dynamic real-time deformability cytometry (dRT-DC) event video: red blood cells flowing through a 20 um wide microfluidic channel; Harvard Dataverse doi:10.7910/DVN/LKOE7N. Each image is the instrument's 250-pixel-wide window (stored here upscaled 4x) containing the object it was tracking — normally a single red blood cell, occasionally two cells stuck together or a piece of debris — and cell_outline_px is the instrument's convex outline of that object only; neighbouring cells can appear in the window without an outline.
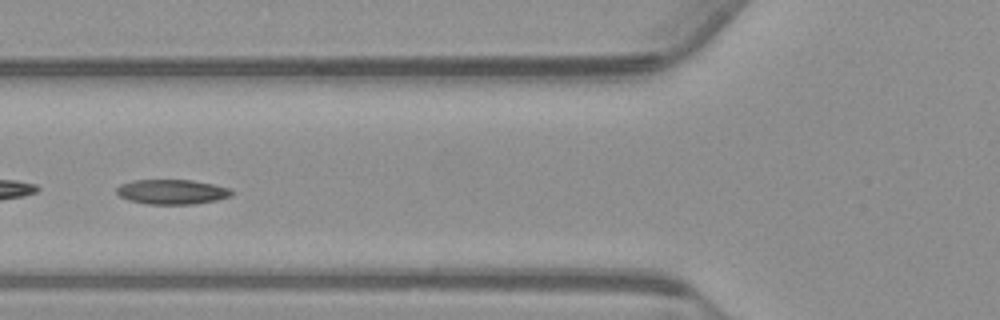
{"species": "common noctule bat (a hibernating species)", "species_latin": "Nyctalus noctula", "temperature_condition": "warm", "stored_images_in_passage": 55, "camera_frame_rate_fps": 3000, "um_per_image_px": 0.085, "animal": {"sex": "male", "body_mass_g": 23.1, "forearm_length_mm": 52.7}, "frame": {"image": 1, "passage_image": 21, "time_ms": 6.667, "image_size_px": [1000, 320], "cell_outline_px": [[232, 196], [216, 200], [196, 204], [148, 204], [128, 200], [120, 196], [116, 192], [116, 188], [120, 184], [132, 180], [192, 180], [212, 184], [228, 188], [232, 192]], "centroid_in_image_um": [14.59, 16.31], "position_along_channel_um": 111.2, "area_um2": 16.59}}
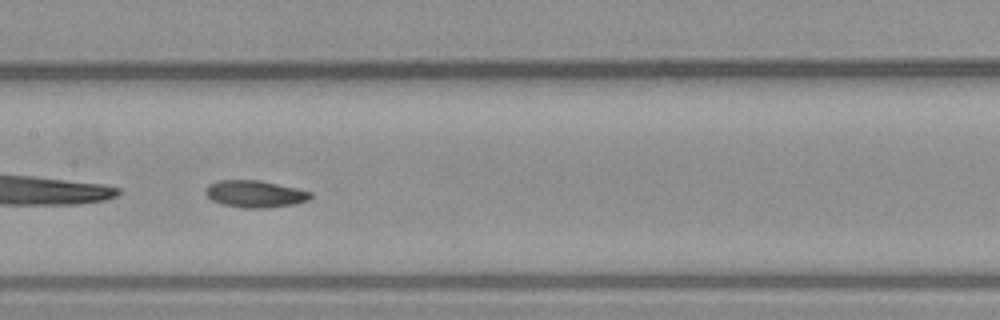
{"frame": {"image": 2, "passage_image": 27, "time_ms": 8.667, "image_size_px": [1000, 320], "cell_outline_px": [[312, 196], [308, 200], [292, 204], [268, 208], [240, 208], [220, 204], [212, 200], [204, 192], [204, 188], [208, 184], [216, 180], [260, 180], [296, 188], [312, 192]], "centroid_in_image_um": [21.62, 16.48], "position_along_channel_um": 185.8, "area_um2": 16.7}}
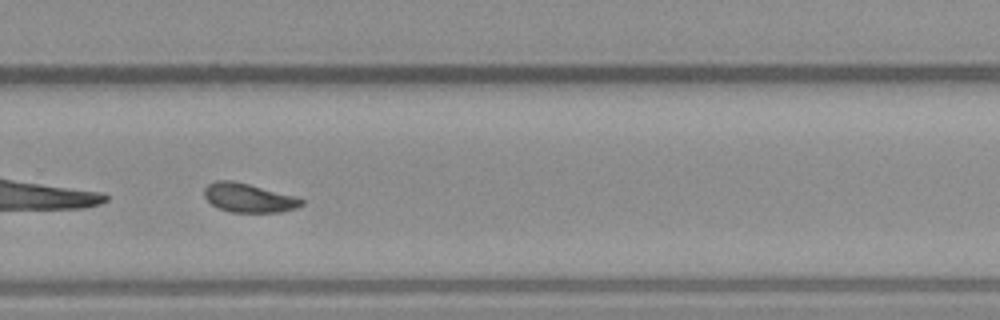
{"frame": {"image": 3, "passage_image": 37, "time_ms": 12.0, "image_size_px": [1000, 320], "cell_outline_px": [[304, 204], [296, 208], [280, 212], [228, 212], [212, 204], [204, 196], [204, 188], [208, 184], [216, 180], [232, 180], [296, 196], [304, 200]], "centroid_in_image_um": [21.14, 16.81], "position_along_channel_um": 308.7, "area_um2": 16.36}, "authors_computed_cell_mechanics": {"area_um2": 16.7042, "velocity_mm_per_s": 3.716, "shape_relaxation_time_tau1_ms": 4.3643, "shape_relaxation_time_tau2_ms": 3.0212, "deformation_change_tau1": 0.125, "deformation_change_tau2": 0.0801}}